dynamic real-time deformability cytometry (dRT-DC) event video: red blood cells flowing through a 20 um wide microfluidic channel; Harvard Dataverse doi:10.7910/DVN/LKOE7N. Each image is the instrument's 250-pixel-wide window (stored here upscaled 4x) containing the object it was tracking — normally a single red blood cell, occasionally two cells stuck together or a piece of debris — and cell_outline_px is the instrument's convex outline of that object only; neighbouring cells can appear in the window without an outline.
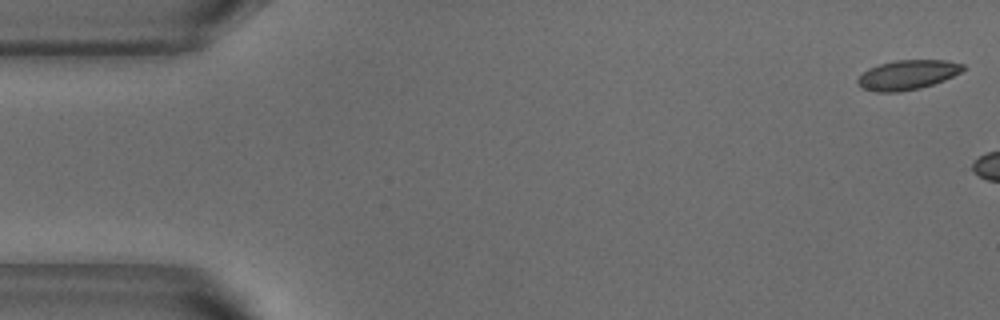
{"species": "common noctule bat (a hibernating species)", "species_latin": "Nyctalus noctula", "temperature_condition": "warm", "stored_images_in_passage": 5, "camera_frame_rate_fps": 3000, "um_per_image_px": 0.085, "animal": {"sex": "male", "body_mass_g": 18.8}, "frame": {"image": 1, "passage_image": 1, "time_ms": 0.0, "image_size_px": [1000, 320], "cell_outline_px": [[964, 68], [960, 72], [944, 80], [920, 88], [900, 92], [876, 92], [864, 88], [856, 84], [856, 80], [868, 68], [880, 64], [896, 60], [948, 60], [964, 64]], "centroid_in_image_um": [77.12, 6.36], "position_along_channel_um": 7.9, "area_um2": 18.09}}